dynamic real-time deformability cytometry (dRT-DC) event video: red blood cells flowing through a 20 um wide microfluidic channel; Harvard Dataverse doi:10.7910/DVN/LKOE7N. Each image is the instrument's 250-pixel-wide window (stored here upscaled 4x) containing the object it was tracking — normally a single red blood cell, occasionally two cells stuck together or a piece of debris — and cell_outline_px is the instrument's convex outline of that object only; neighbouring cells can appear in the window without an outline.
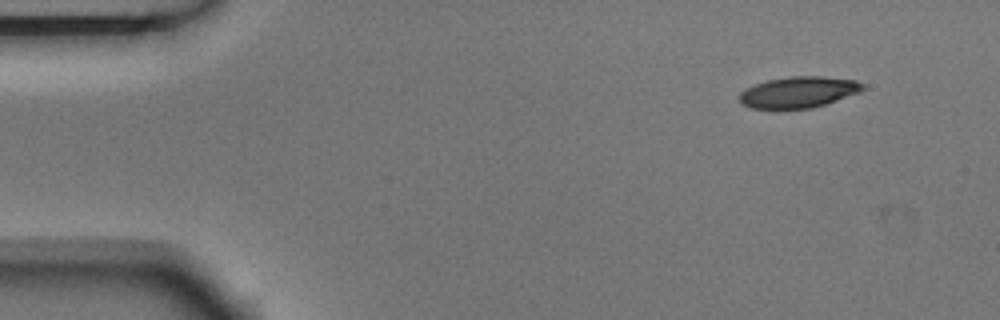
{"species": "Egyptian fruit bat (a non-hibernating species)", "species_latin": "Rousettus aegyptiacus", "temperature_condition": "room temperature", "stored_images_in_passage": 3, "camera_frame_rate_fps": 3000, "um_per_image_px": 0.085, "animal": {"sex": "male"}, "frame": {"image": 1, "passage_image": 1, "time_ms": 0.0, "image_size_px": [1000, 320], "cell_outline_px": [[864, 88], [860, 92], [812, 108], [752, 108], [744, 104], [740, 100], [740, 92], [744, 88], [768, 80], [792, 76], [824, 76], [856, 80], [864, 84]], "centroid_in_image_um": [67.9, 7.82], "position_along_channel_um": 17.1, "area_um2": 22.14}}